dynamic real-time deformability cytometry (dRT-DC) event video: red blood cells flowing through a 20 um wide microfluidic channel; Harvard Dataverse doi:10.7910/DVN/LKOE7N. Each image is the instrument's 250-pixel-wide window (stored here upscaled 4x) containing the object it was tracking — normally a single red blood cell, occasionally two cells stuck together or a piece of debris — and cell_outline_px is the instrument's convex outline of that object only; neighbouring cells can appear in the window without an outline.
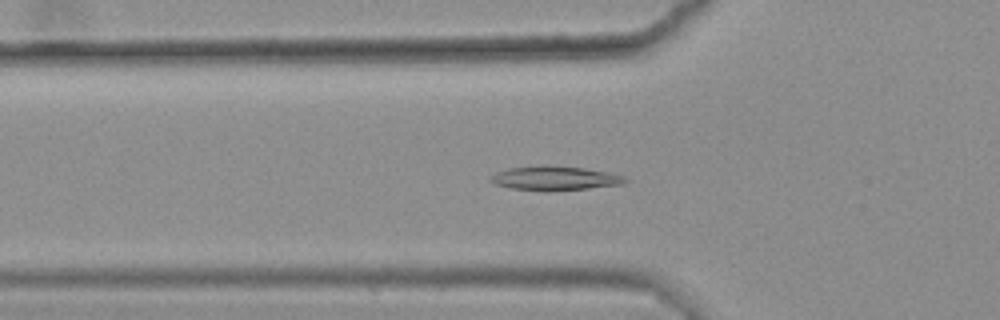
{"species": "common noctule bat (a hibernating species)", "species_latin": "Nyctalus noctula", "temperature_condition": "warm", "stored_images_in_passage": 48, "camera_frame_rate_fps": 3000, "um_per_image_px": 0.085, "animal": {"sex": "female", "body_mass_g": 25.1}, "frame": {"image": 1, "passage_image": 19, "time_ms": 6.0, "image_size_px": [1000, 320], "cell_outline_px": [[628, 180], [624, 184], [588, 188], [548, 192], [508, 188], [496, 184], [488, 180], [488, 176], [496, 172], [508, 168], [584, 168], [608, 172], [624, 176]], "centroid_in_image_um": [47.15, 15.21], "position_along_channel_um": 78.7, "area_um2": 18.32}}
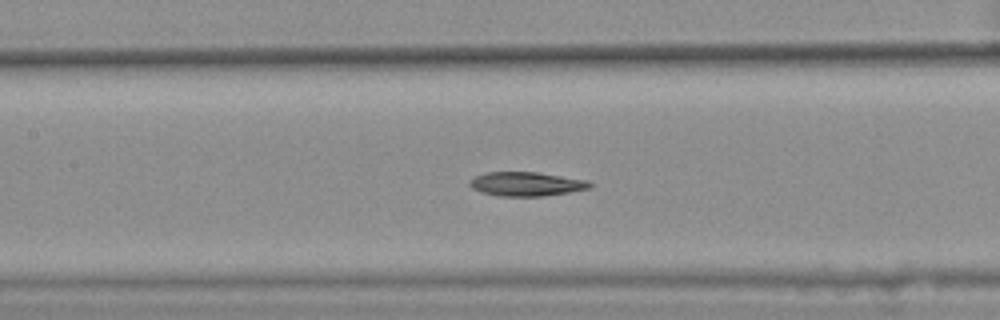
{"frame": {"image": 2, "passage_image": 26, "time_ms": 8.333, "image_size_px": [1000, 320], "cell_outline_px": [[592, 188], [544, 196], [496, 196], [480, 192], [472, 188], [468, 184], [468, 180], [484, 172], [536, 172], [588, 180], [592, 184]], "centroid_in_image_um": [44.7, 15.64], "position_along_channel_um": 162.7, "area_um2": 16.99}}
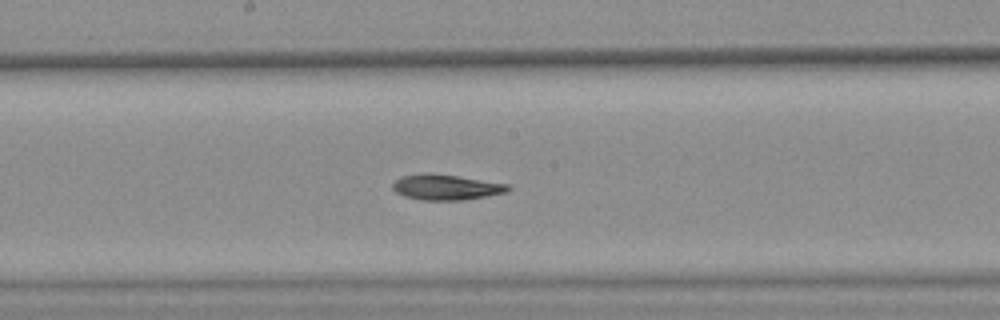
{"frame": {"image": 3, "passage_image": 30, "time_ms": 9.667, "image_size_px": [1000, 320], "cell_outline_px": [[512, 188], [504, 192], [484, 196], [460, 200], [420, 200], [404, 196], [396, 192], [392, 188], [392, 184], [400, 176], [428, 172], [456, 176], [508, 184]], "centroid_in_image_um": [37.85, 15.9], "position_along_channel_um": 210.4, "area_um2": 16.94}, "authors_computed_cell_mechanics": {"area_um2": 17.1955, "velocity_mm_per_s": 3.5837, "shape_relaxation_time_tau1_ms": null, "shape_relaxation_time_tau2_ms": 7.0401, "deformation_change_tau1": null, "deformation_change_tau2": 0.118}}